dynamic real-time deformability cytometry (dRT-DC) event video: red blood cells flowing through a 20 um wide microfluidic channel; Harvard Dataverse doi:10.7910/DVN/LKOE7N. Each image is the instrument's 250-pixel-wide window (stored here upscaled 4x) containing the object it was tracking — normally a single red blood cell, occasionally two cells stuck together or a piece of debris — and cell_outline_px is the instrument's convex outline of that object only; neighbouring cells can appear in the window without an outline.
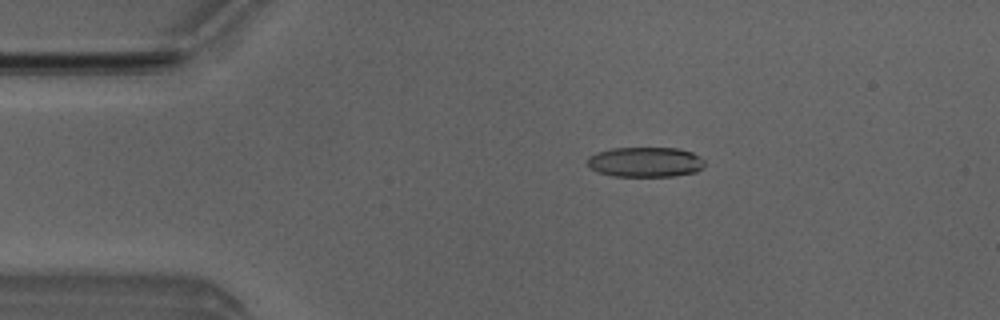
{"species": "Egyptian fruit bat (a non-hibernating species)", "species_latin": "Rousettus aegyptiacus", "temperature_condition": "room temperature", "stored_images_in_passage": 6, "camera_frame_rate_fps": 3000, "um_per_image_px": 0.085, "animal": {"sex": "male"}, "frame": {"image": 1, "passage_image": 3, "time_ms": 2.333, "image_size_px": [1000, 320], "cell_outline_px": [[704, 164], [696, 172], [672, 176], [612, 176], [596, 172], [588, 168], [588, 156], [596, 152], [612, 148], [680, 148], [692, 152], [700, 156], [704, 160]], "centroid_in_image_um": [54.82, 13.77], "position_along_channel_um": 30.2, "area_um2": 20.69}}